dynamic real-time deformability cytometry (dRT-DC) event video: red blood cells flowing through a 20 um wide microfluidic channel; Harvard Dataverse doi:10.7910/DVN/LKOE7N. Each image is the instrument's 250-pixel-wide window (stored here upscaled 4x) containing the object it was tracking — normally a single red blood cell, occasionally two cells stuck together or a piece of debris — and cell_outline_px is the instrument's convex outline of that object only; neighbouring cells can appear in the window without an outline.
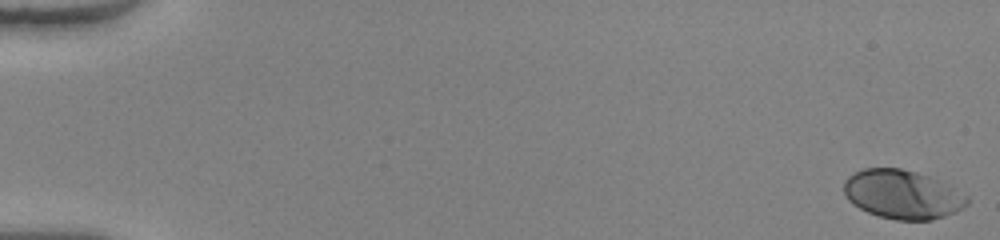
{"species": "human", "species_latin": "Homo sapiens", "temperature_condition": "warm", "stored_images_in_passage": 51, "camera_frame_rate_fps": 3000, "um_per_image_px": 0.085, "donor": {"sex": "female"}, "frame": {"image": 1, "passage_image": 1, "time_ms": 0.0, "image_size_px": [1000, 240], "cell_outline_px": [[968, 204], [964, 208], [956, 212], [932, 220], [896, 220], [880, 216], [868, 212], [852, 204], [848, 200], [844, 192], [844, 180], [848, 176], [864, 168], [900, 168], [916, 172], [928, 176], [948, 184], [968, 196]], "centroid_in_image_um": [76.72, 16.53], "position_along_channel_um": 8.3, "area_um2": 35.14}}
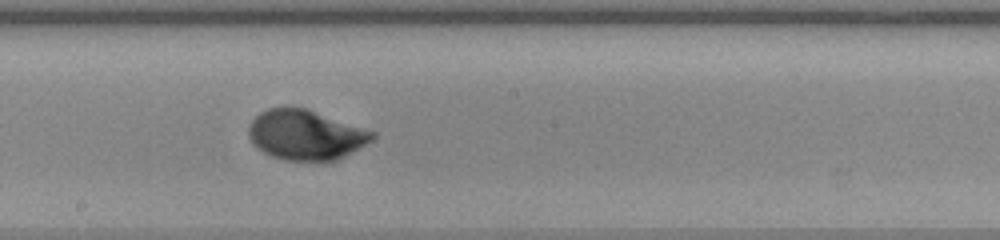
{"frame": {"image": 2, "passage_image": 30, "time_ms": 9.667, "image_size_px": [1000, 240], "cell_outline_px": [[376, 136], [372, 140], [336, 160], [284, 160], [272, 156], [264, 152], [252, 144], [248, 136], [248, 128], [252, 120], [260, 112], [268, 108], [308, 108], [376, 132]], "centroid_in_image_um": [25.97, 11.45], "position_along_channel_um": 222.2, "area_um2": 35.78}}
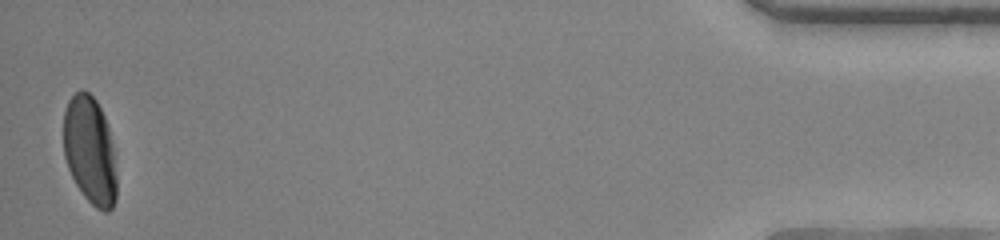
{"frame": {"image": 3, "passage_image": 51, "time_ms": 16.667, "image_size_px": [1000, 240], "cell_outline_px": [[116, 200], [112, 208], [108, 212], [104, 212], [96, 208], [84, 196], [76, 184], [68, 168], [64, 156], [64, 112], [68, 100], [80, 88], [84, 88], [96, 100], [104, 116], [108, 128], [112, 144], [116, 176]], "centroid_in_image_um": [7.63, 12.79], "position_along_channel_um": 427.6, "area_um2": 33.35}, "authors_computed_cell_mechanics": {"area_um2": 35.1424, "velocity_mm_per_s": 4.0829, "shape_relaxation_time_tau1_ms": 2.7241, "shape_relaxation_time_tau2_ms": null, "deformation_change_tau1": 0.1725, "deformation_change_tau2": null}}